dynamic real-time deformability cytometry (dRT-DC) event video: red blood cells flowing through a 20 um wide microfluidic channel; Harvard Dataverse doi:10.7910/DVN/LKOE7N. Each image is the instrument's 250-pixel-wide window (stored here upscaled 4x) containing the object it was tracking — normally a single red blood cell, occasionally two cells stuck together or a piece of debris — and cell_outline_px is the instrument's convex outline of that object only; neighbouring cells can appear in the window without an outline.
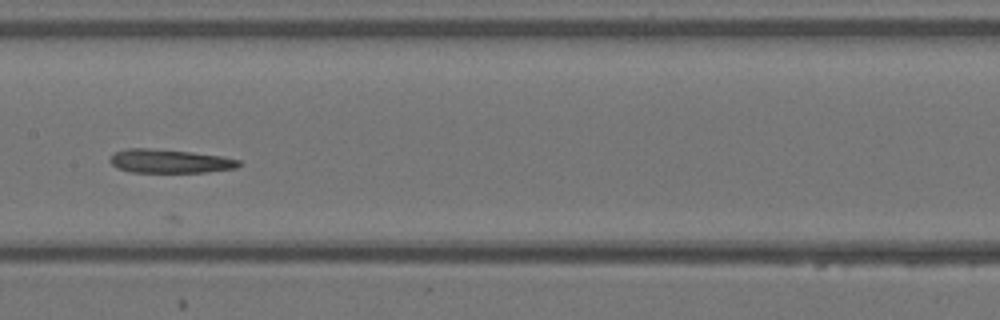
{"species": "Egyptian fruit bat (a non-hibernating species)", "species_latin": "Rousettus aegyptiacus", "temperature_condition": "warm", "stored_images_in_passage": 4, "camera_frame_rate_fps": 3000, "um_per_image_px": 0.085, "animal": {"sex": "female"}, "frame": {"image": 1, "passage_image": 4, "time_ms": 1.0, "image_size_px": [1000, 320], "cell_outline_px": [[240, 164], [236, 168], [204, 172], [132, 172], [116, 168], [108, 160], [112, 152], [128, 148], [148, 148], [192, 152], [220, 156], [240, 160]], "centroid_in_image_um": [14.36, 13.69], "position_along_channel_um": 193.0, "area_um2": 17.8}}